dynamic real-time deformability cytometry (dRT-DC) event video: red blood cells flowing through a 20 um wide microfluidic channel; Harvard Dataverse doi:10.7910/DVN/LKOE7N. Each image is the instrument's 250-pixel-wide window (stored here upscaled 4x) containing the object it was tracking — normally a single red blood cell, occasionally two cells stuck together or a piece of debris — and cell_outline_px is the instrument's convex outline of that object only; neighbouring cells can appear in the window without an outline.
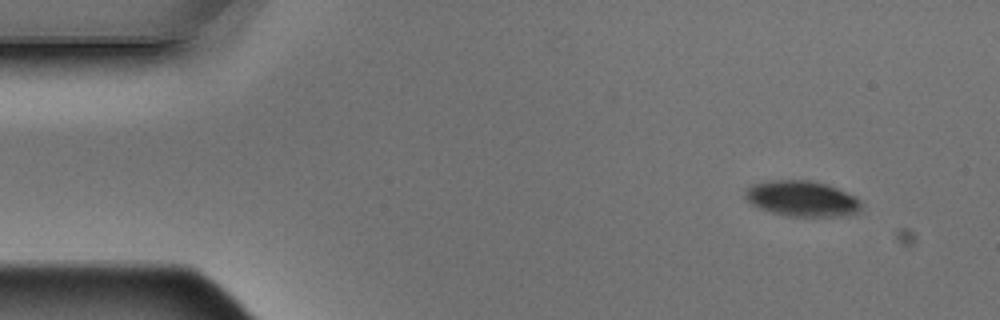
{"species": "Egyptian fruit bat (a non-hibernating species)", "species_latin": "Rousettus aegyptiacus", "temperature_condition": "warm", "stored_images_in_passage": 4, "camera_frame_rate_fps": 3000, "um_per_image_px": 0.085, "animal": {"sex": "male"}, "frame": {"image": 1, "passage_image": 1, "time_ms": 0.0, "image_size_px": [1000, 320], "cell_outline_px": [[864, 204], [856, 212], [848, 216], [788, 216], [772, 212], [760, 208], [752, 204], [744, 196], [744, 192], [752, 184], [772, 180], [812, 180], [828, 184], [856, 196]], "centroid_in_image_um": [68.21, 16.87], "position_along_channel_um": 16.8, "area_um2": 24.22}}
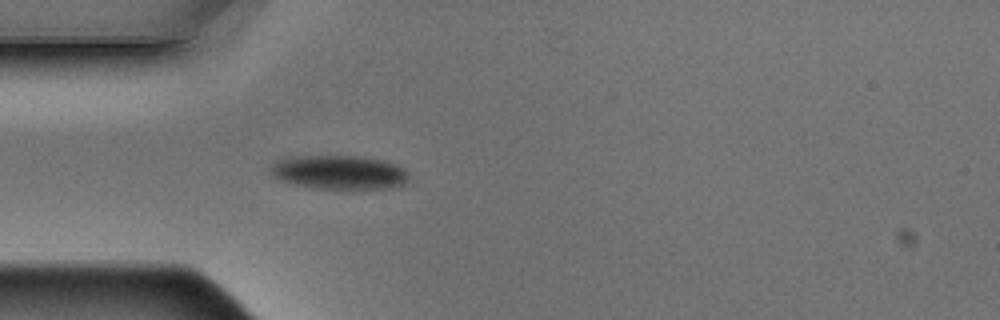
{"frame": {"image": 2, "passage_image": 4, "time_ms": 1.0, "image_size_px": [1000, 320], "cell_outline_px": [[408, 184], [388, 188], [320, 188], [296, 184], [284, 180], [276, 176], [272, 172], [272, 164], [276, 160], [288, 156], [356, 156], [384, 160], [396, 164], [404, 168], [408, 172]], "centroid_in_image_um": [28.91, 14.62], "position_along_channel_um": 56.1, "area_um2": 27.05}}